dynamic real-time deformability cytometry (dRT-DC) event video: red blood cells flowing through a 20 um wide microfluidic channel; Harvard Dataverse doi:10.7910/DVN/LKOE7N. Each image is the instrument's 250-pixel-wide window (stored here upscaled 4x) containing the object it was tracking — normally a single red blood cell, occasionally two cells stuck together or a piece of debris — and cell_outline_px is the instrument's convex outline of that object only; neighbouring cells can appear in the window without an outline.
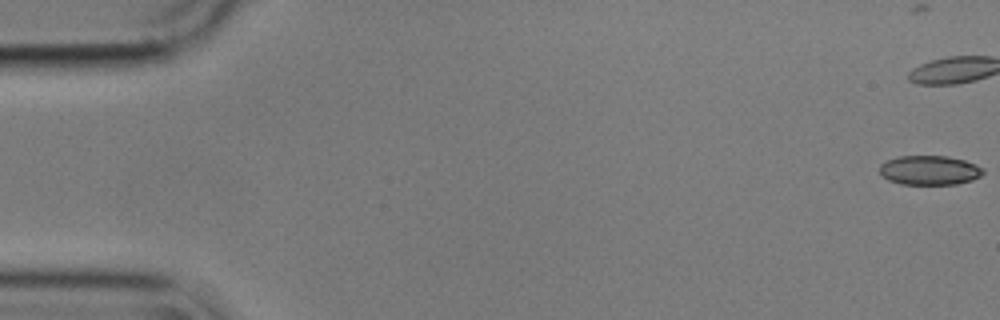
{"species": "common noctule bat (a hibernating species)", "species_latin": "Nyctalus noctula", "temperature_condition": "cold", "stored_images_in_passage": 17, "camera_frame_rate_fps": 3000, "um_per_image_px": 0.085, "animal": {"sex": "male", "body_mass_g": 17.9}, "frame": {"image": 1, "passage_image": 1, "time_ms": 0.0, "image_size_px": [1000, 320], "cell_outline_px": [[984, 172], [980, 176], [972, 180], [956, 184], [900, 184], [888, 180], [880, 172], [880, 164], [888, 160], [900, 156], [948, 156], [964, 160], [984, 168]], "centroid_in_image_um": [79.02, 14.47], "position_along_channel_um": 6.0, "area_um2": 17.63}}